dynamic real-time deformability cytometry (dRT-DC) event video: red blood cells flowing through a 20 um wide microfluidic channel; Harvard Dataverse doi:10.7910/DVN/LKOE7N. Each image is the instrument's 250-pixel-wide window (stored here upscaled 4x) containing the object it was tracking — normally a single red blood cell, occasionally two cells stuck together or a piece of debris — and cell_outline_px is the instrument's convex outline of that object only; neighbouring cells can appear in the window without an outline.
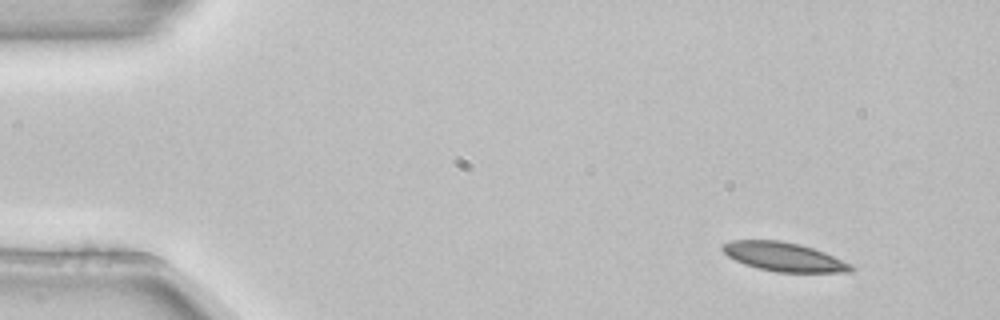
{"species": "common noctule bat (a hibernating species)", "species_latin": "Nyctalus noctula", "temperature_condition": "room temperature", "stored_images_in_passage": 3, "camera_frame_rate_fps": 3000, "um_per_image_px": 0.085, "animal": {"sex": "female", "body_mass_g": 22.7, "forearm_length_mm": 54.2}, "frame": {"image": 1, "passage_image": 1, "time_ms": 0.0, "image_size_px": [1000, 320], "cell_outline_px": [[856, 268], [852, 272], [776, 272], [756, 268], [744, 264], [728, 256], [720, 248], [720, 244], [732, 240], [780, 240], [800, 244], [824, 252], [852, 264]], "centroid_in_image_um": [66.62, 21.83], "position_along_channel_um": 18.4, "area_um2": 21.79}}